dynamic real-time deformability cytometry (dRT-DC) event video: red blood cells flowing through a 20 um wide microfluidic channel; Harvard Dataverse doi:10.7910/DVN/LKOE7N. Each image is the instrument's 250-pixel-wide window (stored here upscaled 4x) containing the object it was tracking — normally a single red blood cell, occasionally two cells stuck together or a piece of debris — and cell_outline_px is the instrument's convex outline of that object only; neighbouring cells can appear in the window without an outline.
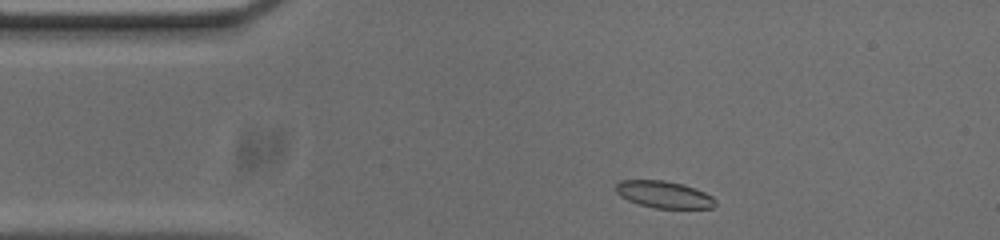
{"species": "common noctule bat (a hibernating species)", "species_latin": "Nyctalus noctula", "temperature_condition": "cold", "stored_images_in_passage": 47, "camera_frame_rate_fps": 3000, "um_per_image_px": 0.085, "animal": {"sex": "male", "body_mass_g": 20.0, "forearm_length_mm": 53.3}, "frame": {"image": 1, "passage_image": 2, "time_ms": 0.333, "image_size_px": [1000, 240], "cell_outline_px": [[716, 204], [712, 208], [656, 208], [640, 204], [628, 200], [620, 196], [616, 192], [616, 184], [620, 180], [664, 180], [684, 184], [704, 192], [712, 196], [716, 200]], "centroid_in_image_um": [56.44, 16.53], "position_along_channel_um": 28.6, "area_um2": 15.61}}
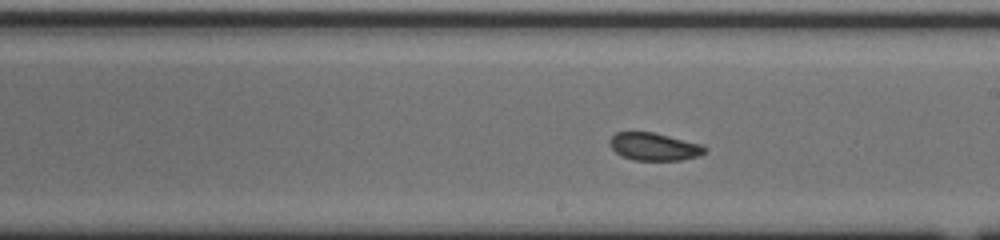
{"frame": {"image": 2, "passage_image": 22, "time_ms": 7.0, "image_size_px": [1000, 240], "cell_outline_px": [[708, 148], [700, 156], [680, 160], [632, 160], [620, 156], [612, 148], [608, 140], [616, 132], [652, 132], [700, 144]], "centroid_in_image_um": [55.57, 12.47], "position_along_channel_um": 233.4, "area_um2": 15.26}}
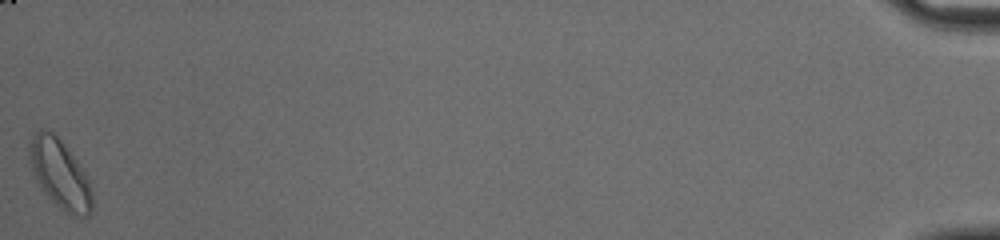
{"frame": {"image": 3, "passage_image": 47, "time_ms": 15.333, "image_size_px": [1000, 240], "cell_outline_px": [[92, 212], [88, 216], [72, 216], [64, 212], [40, 188], [36, 180], [28, 160], [28, 144], [32, 136], [40, 128], [44, 128], [52, 132], [68, 148], [76, 160], [88, 180], [92, 188]], "centroid_in_image_um": [5.07, 14.79], "position_along_channel_um": 430.1, "area_um2": 25.32}, "authors_computed_cell_mechanics": {"area_um2": 16.2418, "velocity_mm_per_s": 3.6836, "shape_relaxation_time_tau1_ms": null, "shape_relaxation_time_tau2_ms": 1.7352, "deformation_change_tau1": null, "deformation_change_tau2": 0.0713}}